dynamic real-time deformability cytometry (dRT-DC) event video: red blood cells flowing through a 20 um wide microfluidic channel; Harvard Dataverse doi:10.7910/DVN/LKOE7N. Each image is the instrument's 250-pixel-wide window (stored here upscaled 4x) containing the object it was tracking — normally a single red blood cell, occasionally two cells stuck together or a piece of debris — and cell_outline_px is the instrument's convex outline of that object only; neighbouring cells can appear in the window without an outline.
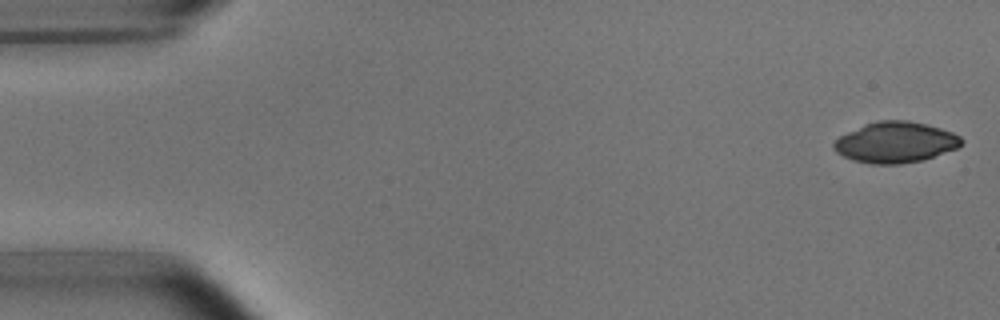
{"species": "common noctule bat (a hibernating species)", "species_latin": "Nyctalus noctula", "temperature_condition": "room temperature", "stored_images_in_passage": 6, "camera_frame_rate_fps": 3000, "um_per_image_px": 0.085, "animal": {"sex": "male", "body_mass_g": 15.6}, "frame": {"image": 1, "passage_image": 1, "time_ms": 0.0, "image_size_px": [1000, 320], "cell_outline_px": [[964, 140], [956, 148], [924, 160], [900, 164], [872, 164], [852, 160], [836, 152], [832, 148], [832, 144], [840, 136], [864, 124], [880, 120], [908, 120], [940, 128], [952, 132], [960, 136]], "centroid_in_image_um": [76.1, 12.1], "position_along_channel_um": 8.9, "area_um2": 30.29}}